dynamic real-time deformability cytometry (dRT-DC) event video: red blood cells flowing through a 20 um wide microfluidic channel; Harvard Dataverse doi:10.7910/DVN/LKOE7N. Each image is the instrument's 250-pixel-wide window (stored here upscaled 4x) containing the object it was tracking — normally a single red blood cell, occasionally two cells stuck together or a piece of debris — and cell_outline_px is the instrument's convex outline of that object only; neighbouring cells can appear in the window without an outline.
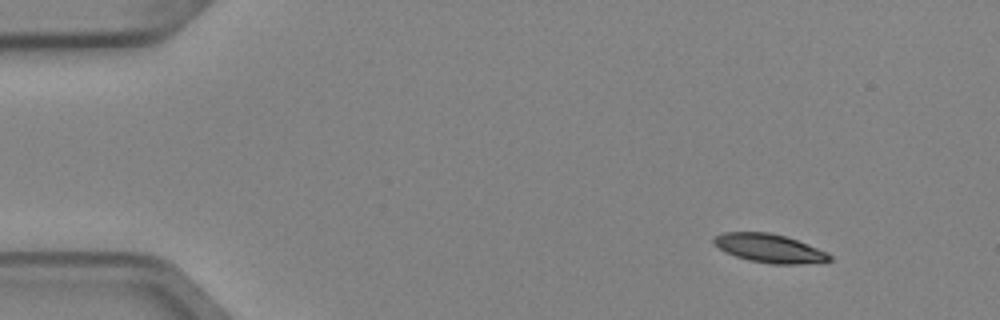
{"species": "Egyptian fruit bat (a non-hibernating species)", "species_latin": "Rousettus aegyptiacus", "temperature_condition": "cold", "stored_images_in_passage": 4, "camera_frame_rate_fps": 3000, "um_per_image_px": 0.085, "animal": {"sex": "female"}, "frame": {"image": 1, "passage_image": 1, "time_ms": 0.0, "image_size_px": [1000, 320], "cell_outline_px": [[832, 260], [800, 264], [772, 264], [748, 260], [736, 256], [712, 244], [712, 240], [716, 236], [724, 232], [768, 232], [784, 236], [796, 240], [828, 252], [832, 256]], "centroid_in_image_um": [65.4, 21.1], "position_along_channel_um": 19.6, "area_um2": 19.07}}
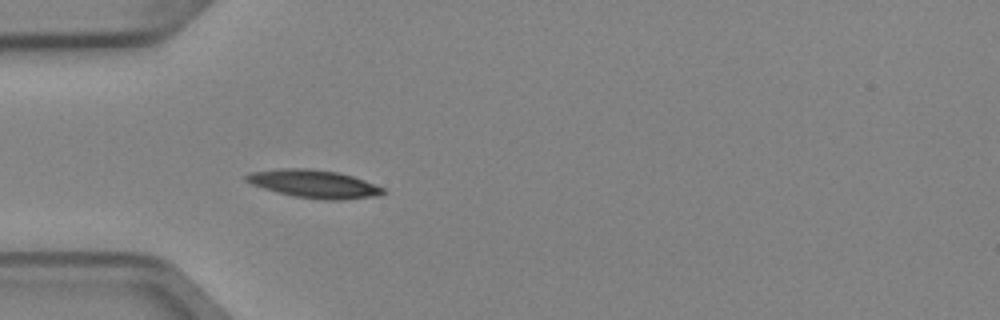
{"frame": {"image": 2, "passage_image": 4, "time_ms": 1.0, "image_size_px": [1000, 320], "cell_outline_px": [[388, 192], [380, 196], [344, 200], [324, 200], [296, 196], [264, 188], [252, 184], [244, 180], [244, 176], [252, 172], [280, 168], [308, 168], [336, 172], [352, 176], [364, 180], [384, 188]], "centroid_in_image_um": [26.75, 15.63], "position_along_channel_um": 58.3, "area_um2": 22.25}}